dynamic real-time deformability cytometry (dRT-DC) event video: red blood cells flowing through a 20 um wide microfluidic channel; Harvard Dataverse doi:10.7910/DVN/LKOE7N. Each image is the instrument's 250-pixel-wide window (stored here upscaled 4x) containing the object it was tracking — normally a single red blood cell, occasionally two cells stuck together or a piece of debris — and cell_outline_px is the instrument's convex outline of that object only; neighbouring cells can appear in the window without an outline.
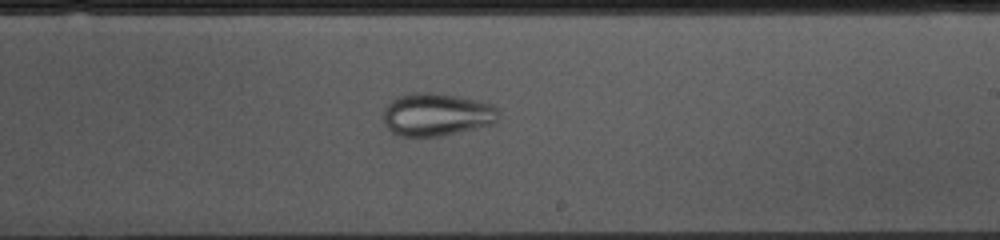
{"species": "common noctule bat (a hibernating species)", "species_latin": "Nyctalus noctula", "temperature_condition": "cold", "stored_images_in_passage": 52, "camera_frame_rate_fps": 3000, "um_per_image_px": 0.085, "animal": {"sex": "female", "body_mass_g": 10.0, "forearm_length_mm": 53.1}, "frame": {"image": 1, "passage_image": 30, "time_ms": 9.667, "image_size_px": [1000, 240], "cell_outline_px": [[500, 116], [492, 124], [444, 136], [400, 136], [392, 132], [384, 124], [384, 108], [396, 96], [408, 92], [432, 92], [460, 96], [480, 100], [492, 104], [500, 112]], "centroid_in_image_um": [37.12, 9.72], "position_along_channel_um": 251.9, "area_um2": 29.19}}
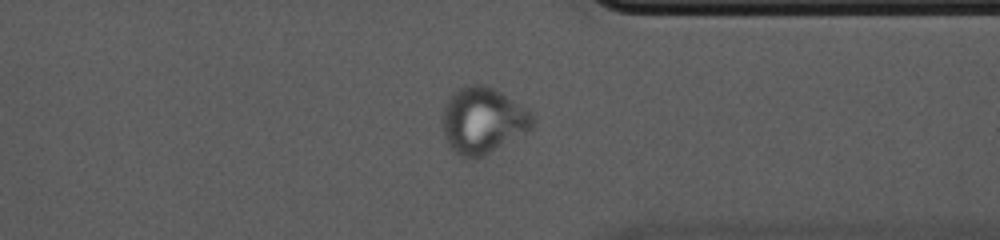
{"frame": {"image": 2, "passage_image": 40, "time_ms": 13.0, "image_size_px": [1000, 240], "cell_outline_px": [[536, 128], [532, 132], [476, 160], [472, 160], [460, 156], [444, 140], [444, 104], [456, 88], [468, 84], [484, 84], [500, 92], [528, 108], [536, 116]], "centroid_in_image_um": [41.13, 10.27], "position_along_channel_um": 370.3, "area_um2": 35.89}}
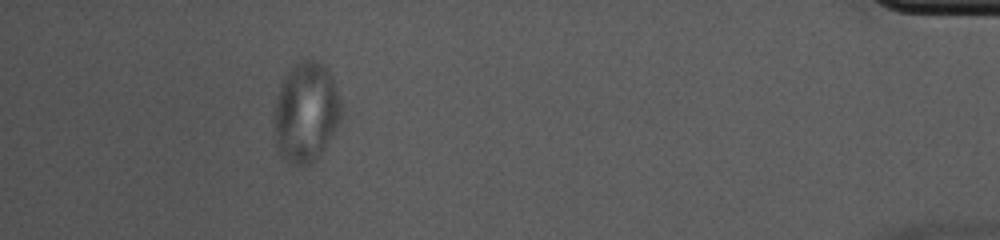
{"frame": {"image": 3, "passage_image": 48, "time_ms": 15.667, "image_size_px": [1000, 240], "cell_outline_px": [[340, 116], [336, 128], [320, 156], [312, 164], [300, 168], [288, 164], [280, 156], [276, 148], [272, 128], [272, 112], [276, 96], [280, 84], [284, 76], [300, 60], [308, 56], [320, 60], [328, 68], [332, 76], [336, 88], [340, 104]], "centroid_in_image_um": [25.94, 9.57], "position_along_channel_um": 409.3, "area_um2": 40.52}}